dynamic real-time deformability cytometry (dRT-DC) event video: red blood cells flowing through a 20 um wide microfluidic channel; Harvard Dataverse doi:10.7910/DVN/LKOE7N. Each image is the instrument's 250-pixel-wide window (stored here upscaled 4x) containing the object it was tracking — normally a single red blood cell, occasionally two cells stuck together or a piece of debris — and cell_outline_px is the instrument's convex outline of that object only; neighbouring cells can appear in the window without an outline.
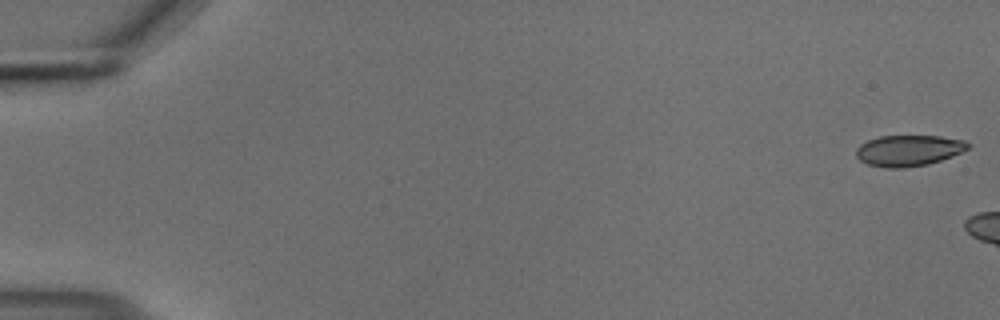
{"species": "common noctule bat (a hibernating species)", "species_latin": "Nyctalus noctula", "temperature_condition": "cold", "stored_images_in_passage": 8, "camera_frame_rate_fps": 3000, "um_per_image_px": 0.085, "animal": {"sex": "male", "body_mass_g": 18.8}, "frame": {"image": 1, "passage_image": 1, "time_ms": 0.0, "image_size_px": [1000, 320], "cell_outline_px": [[972, 144], [968, 148], [952, 156], [928, 164], [904, 168], [884, 168], [868, 164], [860, 160], [856, 156], [856, 148], [860, 144], [868, 140], [880, 136], [940, 136], [964, 140]], "centroid_in_image_um": [77.22, 12.79], "position_along_channel_um": 7.8, "area_um2": 20.23}}